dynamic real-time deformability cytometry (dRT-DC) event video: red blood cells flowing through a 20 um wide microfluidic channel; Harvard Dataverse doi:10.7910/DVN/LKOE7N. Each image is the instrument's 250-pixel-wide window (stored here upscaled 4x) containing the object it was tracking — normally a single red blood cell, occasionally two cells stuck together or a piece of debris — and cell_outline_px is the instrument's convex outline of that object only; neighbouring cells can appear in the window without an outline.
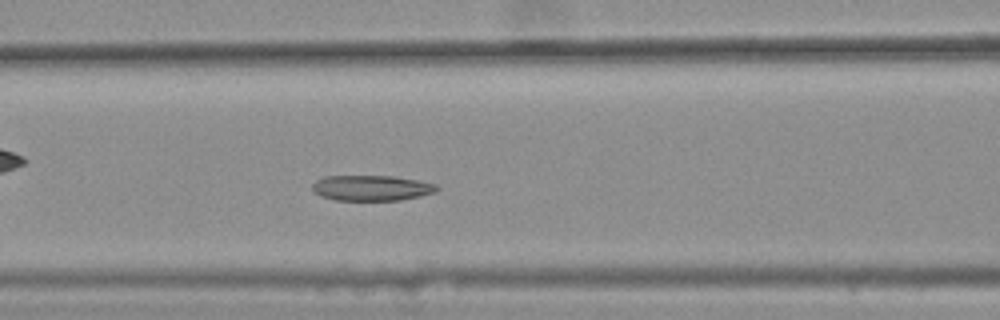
{"species": "common noctule bat (a hibernating species)", "species_latin": "Nyctalus noctula", "temperature_condition": "warm", "stored_images_in_passage": 36, "camera_frame_rate_fps": 3000, "um_per_image_px": 0.085, "animal": {"sex": "female", "body_mass_g": 25.1}, "frame": {"image": 1, "passage_image": 13, "time_ms": 4.0, "image_size_px": [1000, 320], "cell_outline_px": [[440, 188], [436, 192], [420, 196], [400, 200], [336, 200], [320, 196], [312, 192], [312, 184], [316, 180], [324, 176], [392, 176], [416, 180], [436, 184]], "centroid_in_image_um": [31.55, 15.98], "position_along_channel_um": 135.0, "area_um2": 18.55}}
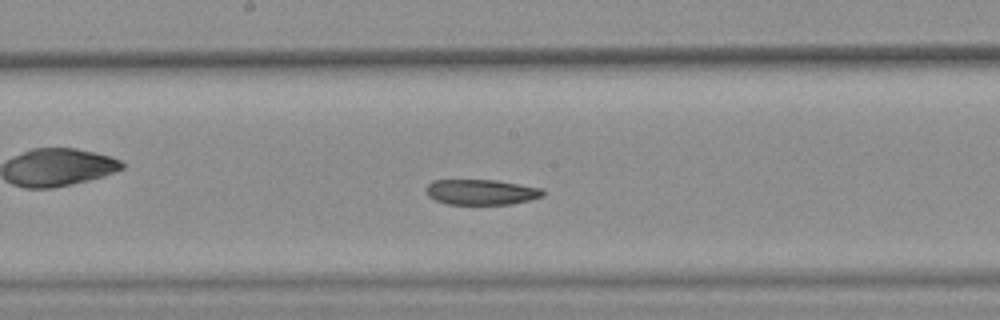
{"frame": {"image": 2, "passage_image": 19, "time_ms": 6.0, "image_size_px": [1000, 320], "cell_outline_px": [[544, 196], [532, 200], [512, 204], [448, 204], [436, 200], [428, 196], [424, 188], [432, 180], [496, 180], [544, 188]], "centroid_in_image_um": [40.94, 16.32], "position_along_channel_um": 207.3, "area_um2": 17.51}}
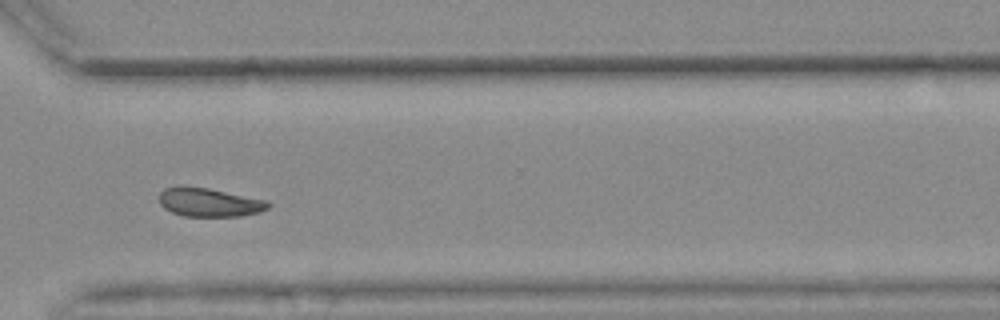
{"frame": {"image": 3, "passage_image": 31, "time_ms": 10.0, "image_size_px": [1000, 320], "cell_outline_px": [[272, 204], [268, 208], [260, 212], [240, 216], [184, 216], [172, 212], [164, 208], [160, 204], [160, 192], [164, 188], [180, 184], [208, 188], [268, 200]], "centroid_in_image_um": [17.78, 17.18], "position_along_channel_um": 352.8, "area_um2": 18.5}}